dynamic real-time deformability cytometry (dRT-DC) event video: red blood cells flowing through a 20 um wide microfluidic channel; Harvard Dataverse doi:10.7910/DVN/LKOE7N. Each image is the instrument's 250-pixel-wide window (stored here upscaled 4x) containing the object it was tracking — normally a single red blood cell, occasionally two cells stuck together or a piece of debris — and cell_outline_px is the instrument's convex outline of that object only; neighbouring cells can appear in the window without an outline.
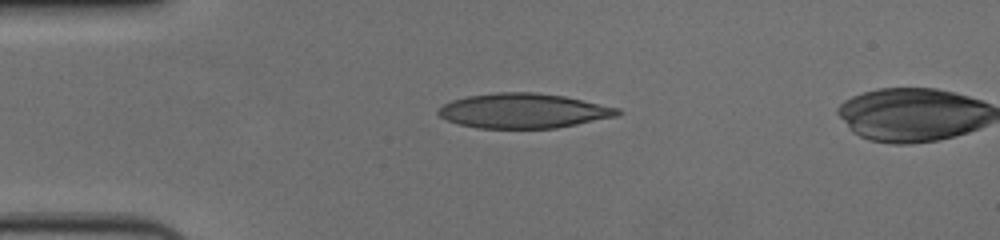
{"species": "human", "species_latin": "Homo sapiens", "temperature_condition": "cold", "stored_images_in_passage": 49, "camera_frame_rate_fps": 3000, "um_per_image_px": 0.085, "donor": {"sex": "female"}, "frame": {"image": 1, "passage_image": 12, "time_ms": 3.667, "image_size_px": [1000, 240], "cell_outline_px": [[624, 112], [616, 116], [556, 128], [476, 128], [460, 124], [448, 120], [440, 116], [436, 112], [444, 104], [452, 100], [468, 96], [496, 92], [532, 92], [564, 96], [620, 108]], "centroid_in_image_um": [44.5, 9.41], "position_along_channel_um": 40.5, "area_um2": 36.13}}
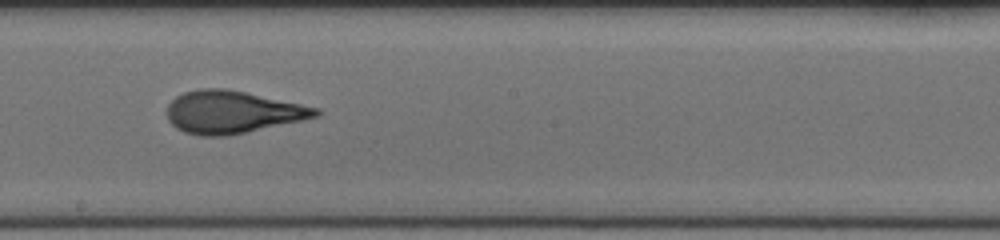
{"frame": {"image": 2, "passage_image": 30, "time_ms": 9.667, "image_size_px": [1000, 240], "cell_outline_px": [[320, 116], [228, 136], [200, 136], [184, 132], [176, 128], [168, 120], [168, 104], [176, 96], [184, 92], [200, 88], [224, 88], [244, 92], [320, 108]], "centroid_in_image_um": [19.73, 9.53], "position_along_channel_um": 228.5, "area_um2": 36.65}}
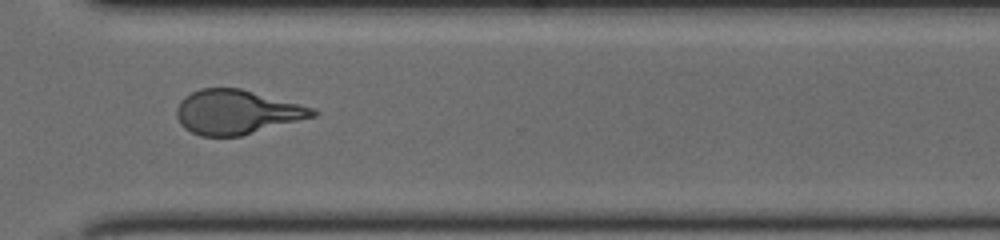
{"frame": {"image": 3, "passage_image": 40, "time_ms": 13.0, "image_size_px": [1000, 240], "cell_outline_px": [[320, 112], [316, 116], [240, 136], [200, 136], [184, 128], [180, 124], [176, 116], [176, 108], [180, 100], [184, 96], [200, 88], [240, 88], [312, 108]], "centroid_in_image_um": [20.07, 9.53], "position_along_channel_um": 350.5, "area_um2": 34.91}, "authors_computed_cell_mechanics": {"area_um2": 35.4314, "velocity_mm_per_s": 3.6464, "shape_relaxation_time_tau1_ms": 4.1981, "shape_relaxation_time_tau2_ms": 1.1317, "deformation_change_tau1": 0.2015, "deformation_change_tau2": 0.0952}}